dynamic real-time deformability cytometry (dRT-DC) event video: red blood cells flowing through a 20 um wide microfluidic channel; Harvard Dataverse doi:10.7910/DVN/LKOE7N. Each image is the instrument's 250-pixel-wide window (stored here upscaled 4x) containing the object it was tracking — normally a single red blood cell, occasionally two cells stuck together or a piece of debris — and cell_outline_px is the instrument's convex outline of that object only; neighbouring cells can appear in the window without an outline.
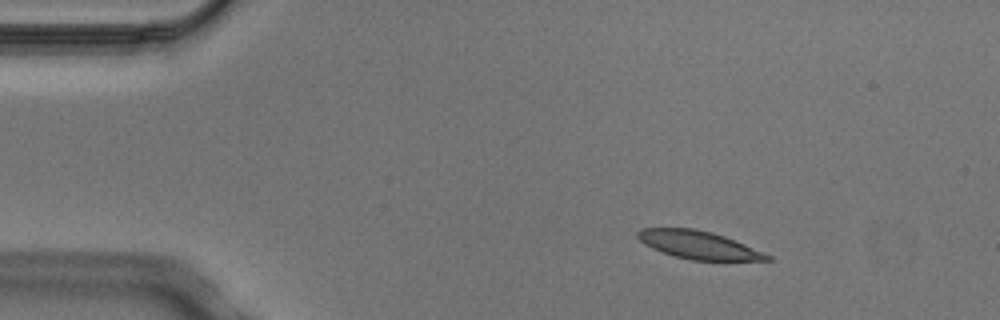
{"species": "Egyptian fruit bat (a non-hibernating species)", "species_latin": "Rousettus aegyptiacus", "temperature_condition": "cold", "stored_images_in_passage": 3, "camera_frame_rate_fps": 3000, "um_per_image_px": 0.085, "animal": {"sex": "male"}, "frame": {"image": 1, "passage_image": 1, "time_ms": 0.0, "image_size_px": [1000, 320], "cell_outline_px": [[772, 260], [692, 260], [676, 256], [652, 248], [644, 244], [636, 236], [636, 232], [640, 228], [696, 228], [712, 232], [724, 236], [744, 244], [772, 256]], "centroid_in_image_um": [59.35, 20.8], "position_along_channel_um": 25.7, "area_um2": 20.87}}